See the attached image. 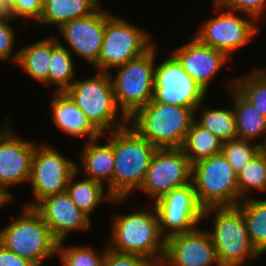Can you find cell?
Segmentation results:
<instances>
[{
	"mask_svg": "<svg viewBox=\"0 0 266 266\" xmlns=\"http://www.w3.org/2000/svg\"><path fill=\"white\" fill-rule=\"evenodd\" d=\"M20 214L0 229V243L21 258L43 266L46 259L57 256L58 241L35 207L24 205Z\"/></svg>",
	"mask_w": 266,
	"mask_h": 266,
	"instance_id": "6",
	"label": "cell"
},
{
	"mask_svg": "<svg viewBox=\"0 0 266 266\" xmlns=\"http://www.w3.org/2000/svg\"><path fill=\"white\" fill-rule=\"evenodd\" d=\"M132 210L126 214H114L110 220L107 248L121 254H137L161 266L166 250V239L162 236L154 206ZM140 210V211H139Z\"/></svg>",
	"mask_w": 266,
	"mask_h": 266,
	"instance_id": "1",
	"label": "cell"
},
{
	"mask_svg": "<svg viewBox=\"0 0 266 266\" xmlns=\"http://www.w3.org/2000/svg\"><path fill=\"white\" fill-rule=\"evenodd\" d=\"M203 219L211 222L212 229L208 232L221 266H252L262 256L251 243L242 211L237 206L206 208Z\"/></svg>",
	"mask_w": 266,
	"mask_h": 266,
	"instance_id": "4",
	"label": "cell"
},
{
	"mask_svg": "<svg viewBox=\"0 0 266 266\" xmlns=\"http://www.w3.org/2000/svg\"><path fill=\"white\" fill-rule=\"evenodd\" d=\"M192 164L181 148H158L139 191L153 203L173 189L191 183Z\"/></svg>",
	"mask_w": 266,
	"mask_h": 266,
	"instance_id": "14",
	"label": "cell"
},
{
	"mask_svg": "<svg viewBox=\"0 0 266 266\" xmlns=\"http://www.w3.org/2000/svg\"><path fill=\"white\" fill-rule=\"evenodd\" d=\"M14 202L1 188H0V209L5 206H10ZM10 203V204H9Z\"/></svg>",
	"mask_w": 266,
	"mask_h": 266,
	"instance_id": "40",
	"label": "cell"
},
{
	"mask_svg": "<svg viewBox=\"0 0 266 266\" xmlns=\"http://www.w3.org/2000/svg\"><path fill=\"white\" fill-rule=\"evenodd\" d=\"M106 10V26L96 71L110 73L147 52L155 43L150 32Z\"/></svg>",
	"mask_w": 266,
	"mask_h": 266,
	"instance_id": "8",
	"label": "cell"
},
{
	"mask_svg": "<svg viewBox=\"0 0 266 266\" xmlns=\"http://www.w3.org/2000/svg\"><path fill=\"white\" fill-rule=\"evenodd\" d=\"M171 51L184 70L206 92L216 74L232 59L226 53L202 44L195 36Z\"/></svg>",
	"mask_w": 266,
	"mask_h": 266,
	"instance_id": "18",
	"label": "cell"
},
{
	"mask_svg": "<svg viewBox=\"0 0 266 266\" xmlns=\"http://www.w3.org/2000/svg\"><path fill=\"white\" fill-rule=\"evenodd\" d=\"M0 266H36L33 262L21 258L14 252L7 250L0 243Z\"/></svg>",
	"mask_w": 266,
	"mask_h": 266,
	"instance_id": "38",
	"label": "cell"
},
{
	"mask_svg": "<svg viewBox=\"0 0 266 266\" xmlns=\"http://www.w3.org/2000/svg\"><path fill=\"white\" fill-rule=\"evenodd\" d=\"M194 120L195 108L149 102L128 119V124L157 148H181Z\"/></svg>",
	"mask_w": 266,
	"mask_h": 266,
	"instance_id": "3",
	"label": "cell"
},
{
	"mask_svg": "<svg viewBox=\"0 0 266 266\" xmlns=\"http://www.w3.org/2000/svg\"><path fill=\"white\" fill-rule=\"evenodd\" d=\"M228 83L227 89L233 99L232 107L238 138L262 145L266 139V117L234 88L235 78L232 81L229 80ZM259 139L262 141L260 142Z\"/></svg>",
	"mask_w": 266,
	"mask_h": 266,
	"instance_id": "22",
	"label": "cell"
},
{
	"mask_svg": "<svg viewBox=\"0 0 266 266\" xmlns=\"http://www.w3.org/2000/svg\"><path fill=\"white\" fill-rule=\"evenodd\" d=\"M260 151V144L240 138L223 142L221 149V153L226 157L236 173L243 169Z\"/></svg>",
	"mask_w": 266,
	"mask_h": 266,
	"instance_id": "33",
	"label": "cell"
},
{
	"mask_svg": "<svg viewBox=\"0 0 266 266\" xmlns=\"http://www.w3.org/2000/svg\"><path fill=\"white\" fill-rule=\"evenodd\" d=\"M154 206L162 236H171L192 231L203 220L204 208L199 204L192 182L173 189L155 200Z\"/></svg>",
	"mask_w": 266,
	"mask_h": 266,
	"instance_id": "13",
	"label": "cell"
},
{
	"mask_svg": "<svg viewBox=\"0 0 266 266\" xmlns=\"http://www.w3.org/2000/svg\"><path fill=\"white\" fill-rule=\"evenodd\" d=\"M201 228L168 238L161 266H221L210 233Z\"/></svg>",
	"mask_w": 266,
	"mask_h": 266,
	"instance_id": "17",
	"label": "cell"
},
{
	"mask_svg": "<svg viewBox=\"0 0 266 266\" xmlns=\"http://www.w3.org/2000/svg\"><path fill=\"white\" fill-rule=\"evenodd\" d=\"M65 93L101 135L128 125L116 103L109 73L97 71L89 78L75 80Z\"/></svg>",
	"mask_w": 266,
	"mask_h": 266,
	"instance_id": "5",
	"label": "cell"
},
{
	"mask_svg": "<svg viewBox=\"0 0 266 266\" xmlns=\"http://www.w3.org/2000/svg\"><path fill=\"white\" fill-rule=\"evenodd\" d=\"M104 137L107 138L105 140L106 144H100ZM84 143L78 157L80 163L77 165V171L79 173L83 171L84 175H87L86 178L99 182L104 186L107 185L109 193L113 196L114 153L112 131Z\"/></svg>",
	"mask_w": 266,
	"mask_h": 266,
	"instance_id": "20",
	"label": "cell"
},
{
	"mask_svg": "<svg viewBox=\"0 0 266 266\" xmlns=\"http://www.w3.org/2000/svg\"><path fill=\"white\" fill-rule=\"evenodd\" d=\"M213 4L216 15L206 18L192 36L202 44L220 50L231 58L237 49L254 40L261 27L258 21L248 14L223 8L214 1Z\"/></svg>",
	"mask_w": 266,
	"mask_h": 266,
	"instance_id": "9",
	"label": "cell"
},
{
	"mask_svg": "<svg viewBox=\"0 0 266 266\" xmlns=\"http://www.w3.org/2000/svg\"><path fill=\"white\" fill-rule=\"evenodd\" d=\"M64 243L58 242L57 256L61 266H104L107 245L100 252L86 244L65 246Z\"/></svg>",
	"mask_w": 266,
	"mask_h": 266,
	"instance_id": "32",
	"label": "cell"
},
{
	"mask_svg": "<svg viewBox=\"0 0 266 266\" xmlns=\"http://www.w3.org/2000/svg\"><path fill=\"white\" fill-rule=\"evenodd\" d=\"M222 141L195 120L181 147L191 164L221 153Z\"/></svg>",
	"mask_w": 266,
	"mask_h": 266,
	"instance_id": "28",
	"label": "cell"
},
{
	"mask_svg": "<svg viewBox=\"0 0 266 266\" xmlns=\"http://www.w3.org/2000/svg\"><path fill=\"white\" fill-rule=\"evenodd\" d=\"M14 26L9 23L0 22V61L11 60L14 65H16L19 50L15 51L14 47L16 42V37L18 34L15 32Z\"/></svg>",
	"mask_w": 266,
	"mask_h": 266,
	"instance_id": "35",
	"label": "cell"
},
{
	"mask_svg": "<svg viewBox=\"0 0 266 266\" xmlns=\"http://www.w3.org/2000/svg\"><path fill=\"white\" fill-rule=\"evenodd\" d=\"M5 120L7 125L0 126V188L14 201L9 188L29 182L37 143L21 139L11 128L10 119Z\"/></svg>",
	"mask_w": 266,
	"mask_h": 266,
	"instance_id": "15",
	"label": "cell"
},
{
	"mask_svg": "<svg viewBox=\"0 0 266 266\" xmlns=\"http://www.w3.org/2000/svg\"><path fill=\"white\" fill-rule=\"evenodd\" d=\"M17 15L23 19L37 22L42 14L44 0H13Z\"/></svg>",
	"mask_w": 266,
	"mask_h": 266,
	"instance_id": "37",
	"label": "cell"
},
{
	"mask_svg": "<svg viewBox=\"0 0 266 266\" xmlns=\"http://www.w3.org/2000/svg\"><path fill=\"white\" fill-rule=\"evenodd\" d=\"M114 153L113 197L128 198L138 191L146 177L151 159L158 149L129 124L112 131Z\"/></svg>",
	"mask_w": 266,
	"mask_h": 266,
	"instance_id": "2",
	"label": "cell"
},
{
	"mask_svg": "<svg viewBox=\"0 0 266 266\" xmlns=\"http://www.w3.org/2000/svg\"><path fill=\"white\" fill-rule=\"evenodd\" d=\"M104 266H157L146 257L137 254H121L106 250Z\"/></svg>",
	"mask_w": 266,
	"mask_h": 266,
	"instance_id": "36",
	"label": "cell"
},
{
	"mask_svg": "<svg viewBox=\"0 0 266 266\" xmlns=\"http://www.w3.org/2000/svg\"><path fill=\"white\" fill-rule=\"evenodd\" d=\"M191 182L204 209L239 204L237 173L222 153L193 163Z\"/></svg>",
	"mask_w": 266,
	"mask_h": 266,
	"instance_id": "10",
	"label": "cell"
},
{
	"mask_svg": "<svg viewBox=\"0 0 266 266\" xmlns=\"http://www.w3.org/2000/svg\"><path fill=\"white\" fill-rule=\"evenodd\" d=\"M237 181L239 203L254 191L266 194V151L261 150L237 173Z\"/></svg>",
	"mask_w": 266,
	"mask_h": 266,
	"instance_id": "30",
	"label": "cell"
},
{
	"mask_svg": "<svg viewBox=\"0 0 266 266\" xmlns=\"http://www.w3.org/2000/svg\"><path fill=\"white\" fill-rule=\"evenodd\" d=\"M100 0H44L38 25H55L58 29L64 23L91 15L101 5Z\"/></svg>",
	"mask_w": 266,
	"mask_h": 266,
	"instance_id": "24",
	"label": "cell"
},
{
	"mask_svg": "<svg viewBox=\"0 0 266 266\" xmlns=\"http://www.w3.org/2000/svg\"><path fill=\"white\" fill-rule=\"evenodd\" d=\"M261 150L266 151V139L263 142V144L261 145Z\"/></svg>",
	"mask_w": 266,
	"mask_h": 266,
	"instance_id": "41",
	"label": "cell"
},
{
	"mask_svg": "<svg viewBox=\"0 0 266 266\" xmlns=\"http://www.w3.org/2000/svg\"><path fill=\"white\" fill-rule=\"evenodd\" d=\"M168 55L155 64L154 88L150 102L196 109L209 93L190 77L172 54Z\"/></svg>",
	"mask_w": 266,
	"mask_h": 266,
	"instance_id": "12",
	"label": "cell"
},
{
	"mask_svg": "<svg viewBox=\"0 0 266 266\" xmlns=\"http://www.w3.org/2000/svg\"><path fill=\"white\" fill-rule=\"evenodd\" d=\"M73 55L53 35V51L49 63L48 86H57L54 92H65L75 81Z\"/></svg>",
	"mask_w": 266,
	"mask_h": 266,
	"instance_id": "29",
	"label": "cell"
},
{
	"mask_svg": "<svg viewBox=\"0 0 266 266\" xmlns=\"http://www.w3.org/2000/svg\"><path fill=\"white\" fill-rule=\"evenodd\" d=\"M50 100V117L59 130L65 134L81 138L86 142L97 139L101 134L88 121L82 110L65 92H54Z\"/></svg>",
	"mask_w": 266,
	"mask_h": 266,
	"instance_id": "21",
	"label": "cell"
},
{
	"mask_svg": "<svg viewBox=\"0 0 266 266\" xmlns=\"http://www.w3.org/2000/svg\"><path fill=\"white\" fill-rule=\"evenodd\" d=\"M156 45L155 42L143 55L117 67L116 73H109L118 108L128 119L152 100L155 64L158 61Z\"/></svg>",
	"mask_w": 266,
	"mask_h": 266,
	"instance_id": "7",
	"label": "cell"
},
{
	"mask_svg": "<svg viewBox=\"0 0 266 266\" xmlns=\"http://www.w3.org/2000/svg\"><path fill=\"white\" fill-rule=\"evenodd\" d=\"M77 171V163L61 154L48 143L37 144L29 184L34 201L24 205L35 207L45 197L66 191L71 176Z\"/></svg>",
	"mask_w": 266,
	"mask_h": 266,
	"instance_id": "11",
	"label": "cell"
},
{
	"mask_svg": "<svg viewBox=\"0 0 266 266\" xmlns=\"http://www.w3.org/2000/svg\"><path fill=\"white\" fill-rule=\"evenodd\" d=\"M78 175L79 172L76 171L71 176L66 192L72 202L90 218H92L90 215L94 213V210H97L103 202L117 205L124 203V201L128 202L129 198L127 200L126 198H114L106 186L92 179L83 177V179L76 181Z\"/></svg>",
	"mask_w": 266,
	"mask_h": 266,
	"instance_id": "23",
	"label": "cell"
},
{
	"mask_svg": "<svg viewBox=\"0 0 266 266\" xmlns=\"http://www.w3.org/2000/svg\"><path fill=\"white\" fill-rule=\"evenodd\" d=\"M203 103L195 109V121L216 135L222 142L238 138L233 108H212Z\"/></svg>",
	"mask_w": 266,
	"mask_h": 266,
	"instance_id": "26",
	"label": "cell"
},
{
	"mask_svg": "<svg viewBox=\"0 0 266 266\" xmlns=\"http://www.w3.org/2000/svg\"><path fill=\"white\" fill-rule=\"evenodd\" d=\"M53 51V34L32 44H26L19 49L16 66H19L28 76L48 87V71Z\"/></svg>",
	"mask_w": 266,
	"mask_h": 266,
	"instance_id": "25",
	"label": "cell"
},
{
	"mask_svg": "<svg viewBox=\"0 0 266 266\" xmlns=\"http://www.w3.org/2000/svg\"><path fill=\"white\" fill-rule=\"evenodd\" d=\"M219 6L236 11L238 13H245L255 18L258 22L266 14V0H213ZM261 18V19H260Z\"/></svg>",
	"mask_w": 266,
	"mask_h": 266,
	"instance_id": "34",
	"label": "cell"
},
{
	"mask_svg": "<svg viewBox=\"0 0 266 266\" xmlns=\"http://www.w3.org/2000/svg\"><path fill=\"white\" fill-rule=\"evenodd\" d=\"M17 18L20 19L13 5V0H0V22L11 24Z\"/></svg>",
	"mask_w": 266,
	"mask_h": 266,
	"instance_id": "39",
	"label": "cell"
},
{
	"mask_svg": "<svg viewBox=\"0 0 266 266\" xmlns=\"http://www.w3.org/2000/svg\"><path fill=\"white\" fill-rule=\"evenodd\" d=\"M266 68L253 69L235 77V89L266 117Z\"/></svg>",
	"mask_w": 266,
	"mask_h": 266,
	"instance_id": "31",
	"label": "cell"
},
{
	"mask_svg": "<svg viewBox=\"0 0 266 266\" xmlns=\"http://www.w3.org/2000/svg\"><path fill=\"white\" fill-rule=\"evenodd\" d=\"M256 198L252 196L243 199L237 207L242 211L251 243L261 255H264L266 253V199Z\"/></svg>",
	"mask_w": 266,
	"mask_h": 266,
	"instance_id": "27",
	"label": "cell"
},
{
	"mask_svg": "<svg viewBox=\"0 0 266 266\" xmlns=\"http://www.w3.org/2000/svg\"><path fill=\"white\" fill-rule=\"evenodd\" d=\"M106 26V9H98L91 15L74 19L58 28L62 38L56 37L71 54L95 65L98 62ZM67 44V46H66Z\"/></svg>",
	"mask_w": 266,
	"mask_h": 266,
	"instance_id": "16",
	"label": "cell"
},
{
	"mask_svg": "<svg viewBox=\"0 0 266 266\" xmlns=\"http://www.w3.org/2000/svg\"><path fill=\"white\" fill-rule=\"evenodd\" d=\"M35 208L58 242L65 241L76 231L89 230L92 226L91 218L72 202L66 191L45 197Z\"/></svg>",
	"mask_w": 266,
	"mask_h": 266,
	"instance_id": "19",
	"label": "cell"
}]
</instances>
